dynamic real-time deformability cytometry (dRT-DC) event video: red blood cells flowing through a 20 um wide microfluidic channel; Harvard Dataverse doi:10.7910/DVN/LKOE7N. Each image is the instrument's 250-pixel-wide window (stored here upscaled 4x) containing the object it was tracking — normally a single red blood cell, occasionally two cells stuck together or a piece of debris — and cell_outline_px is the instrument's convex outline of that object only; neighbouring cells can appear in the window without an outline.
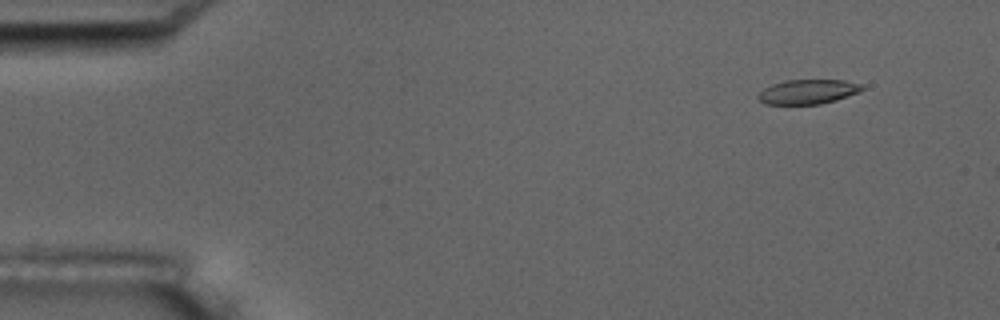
{"species": "common noctule bat (a hibernating species)", "species_latin": "Nyctalus noctula", "temperature_condition": "room temperature", "stored_images_in_passage": 3, "camera_frame_rate_fps": 3000, "um_per_image_px": 0.085, "animal": {"sex": "male", "body_mass_g": 17.5, "forearm_length_mm": 52.3}, "frame": {"image": 1, "passage_image": 1, "time_ms": 0.0, "image_size_px": [1000, 320], "cell_outline_px": [[864, 88], [856, 92], [836, 100], [820, 104], [764, 104], [756, 96], [764, 88], [772, 84], [784, 80], [844, 80], [864, 84]], "centroid_in_image_um": [68.65, 7.79], "position_along_channel_um": 16.4, "area_um2": 14.8}}